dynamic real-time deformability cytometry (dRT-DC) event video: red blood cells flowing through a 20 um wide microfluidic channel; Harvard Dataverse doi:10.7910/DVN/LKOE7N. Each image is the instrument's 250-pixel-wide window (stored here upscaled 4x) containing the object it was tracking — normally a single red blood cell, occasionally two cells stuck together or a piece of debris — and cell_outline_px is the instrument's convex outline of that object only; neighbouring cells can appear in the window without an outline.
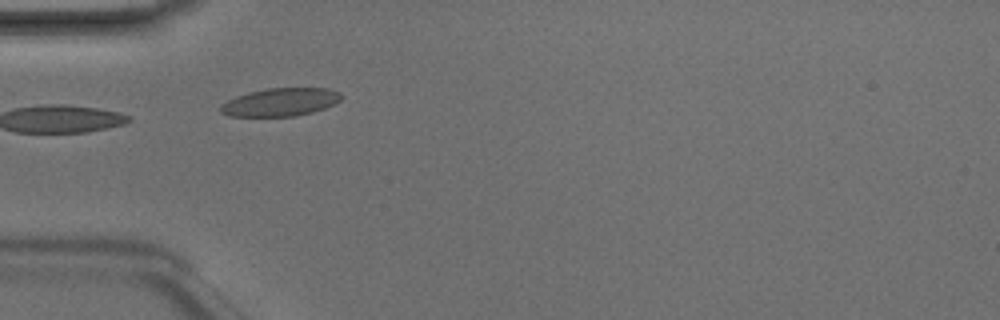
{"species": "Egyptian fruit bat (a non-hibernating species)", "species_latin": "Rousettus aegyptiacus", "temperature_condition": "room temperature", "stored_images_in_passage": 8, "camera_frame_rate_fps": 3000, "um_per_image_px": 0.085, "animal": {"sex": "male"}, "frame": {"image": 1, "passage_image": 1, "time_ms": 0.0, "image_size_px": [1000, 320], "cell_outline_px": [[344, 96], [340, 100], [324, 108], [312, 112], [296, 116], [228, 116], [220, 112], [220, 104], [236, 96], [248, 92], [268, 88], [328, 88], [340, 92]], "centroid_in_image_um": [23.82, 8.67], "position_along_channel_um": 61.2, "area_um2": 19.77}}